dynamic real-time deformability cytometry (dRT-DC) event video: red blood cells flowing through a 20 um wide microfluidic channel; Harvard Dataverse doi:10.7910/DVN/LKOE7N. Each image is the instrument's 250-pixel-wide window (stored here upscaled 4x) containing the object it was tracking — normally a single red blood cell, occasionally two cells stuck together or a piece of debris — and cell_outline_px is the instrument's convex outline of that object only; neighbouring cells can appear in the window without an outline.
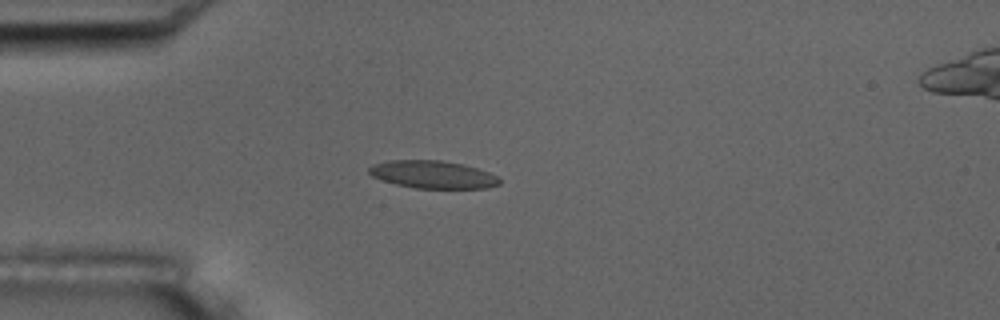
{"species": "common noctule bat (a hibernating species)", "species_latin": "Nyctalus noctula", "temperature_condition": "room temperature", "stored_images_in_passage": 6, "camera_frame_rate_fps": 3000, "um_per_image_px": 0.085, "animal": {"sex": "male", "body_mass_g": 17.5, "forearm_length_mm": 52.3}, "frame": {"image": 1, "passage_image": 3, "time_ms": 0.667, "image_size_px": [1000, 320], "cell_outline_px": [[500, 184], [488, 188], [416, 188], [396, 184], [372, 176], [368, 172], [368, 168], [372, 164], [388, 160], [440, 160], [464, 164], [488, 172], [496, 176], [500, 180]], "centroid_in_image_um": [36.77, 14.83], "position_along_channel_um": 48.2, "area_um2": 20.98}}